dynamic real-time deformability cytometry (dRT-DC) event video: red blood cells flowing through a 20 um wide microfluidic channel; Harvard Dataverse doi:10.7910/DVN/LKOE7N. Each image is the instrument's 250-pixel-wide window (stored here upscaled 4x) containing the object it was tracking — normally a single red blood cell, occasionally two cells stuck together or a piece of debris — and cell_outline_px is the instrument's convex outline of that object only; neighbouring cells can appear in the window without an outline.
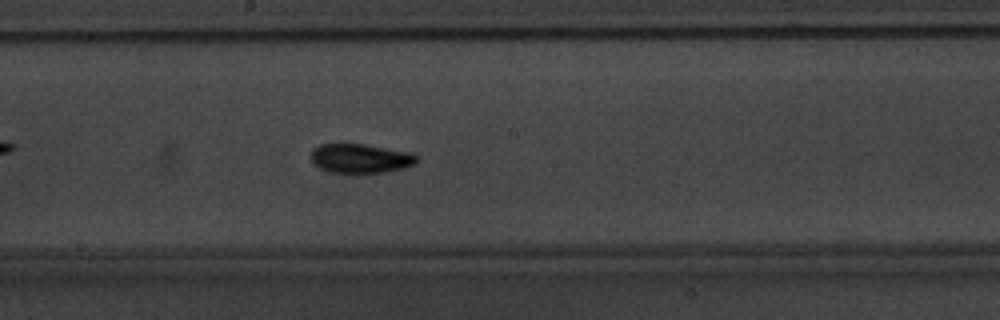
{"species": "common noctule bat (a hibernating species)", "species_latin": "Nyctalus noctula", "temperature_condition": "warm", "stored_images_in_passage": 54, "camera_frame_rate_fps": 3000, "um_per_image_px": 0.085, "animal": {"sex": "male", "body_mass_g": 20.1, "forearm_length_mm": 53.5}, "frame": {"image": 1, "passage_image": 29, "time_ms": 9.333, "image_size_px": [1000, 320], "cell_outline_px": [[420, 156], [416, 164], [404, 168], [384, 172], [360, 176], [352, 176], [328, 172], [312, 164], [308, 156], [312, 148], [320, 144], [364, 144], [412, 152]], "centroid_in_image_um": [30.61, 13.51], "position_along_channel_um": 217.6, "area_um2": 19.31}}
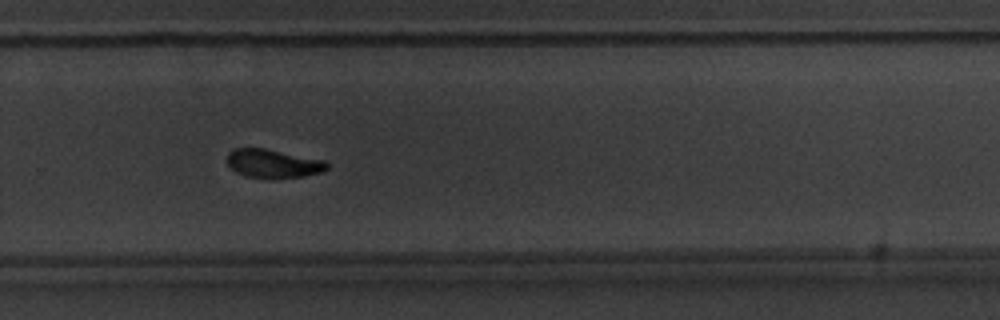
{"frame": {"image": 2, "passage_image": 36, "time_ms": 11.667, "image_size_px": [1000, 320], "cell_outline_px": [[328, 168], [324, 172], [304, 176], [244, 176], [236, 172], [228, 164], [228, 152], [236, 148], [264, 148], [324, 160], [328, 164]], "centroid_in_image_um": [23.23, 13.87], "position_along_channel_um": 306.6, "area_um2": 16.07}}
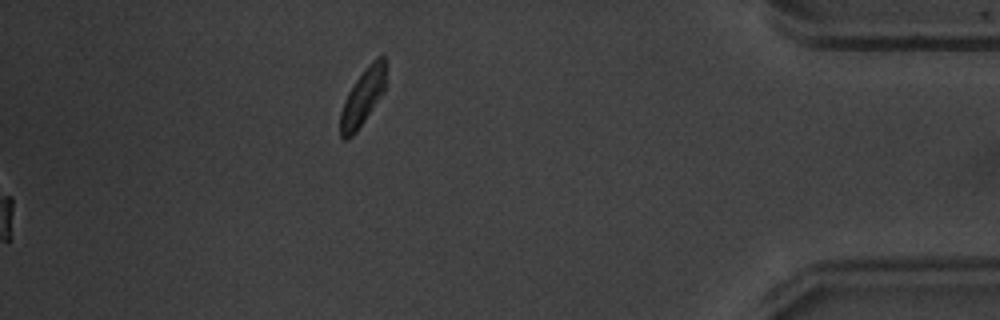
{"frame": {"image": 3, "passage_image": 54, "time_ms": 17.667, "image_size_px": [1000, 320], "cell_outline_px": [[388, 64], [384, 92], [356, 132], [348, 140], [344, 140], [340, 136], [340, 112], [344, 100], [348, 92], [356, 80], [372, 60], [376, 56], [384, 56]], "centroid_in_image_um": [30.86, 8.23], "position_along_channel_um": 404.3, "area_um2": 15.26}, "authors_computed_cell_mechanics": {"area_um2": 16.9643, "velocity_mm_per_s": 3.8342, "shape_relaxation_time_tau1_ms": 1.9857, "shape_relaxation_time_tau2_ms": 3.1847, "deformation_change_tau1": 0.152, "deformation_change_tau2": 0.0631}}